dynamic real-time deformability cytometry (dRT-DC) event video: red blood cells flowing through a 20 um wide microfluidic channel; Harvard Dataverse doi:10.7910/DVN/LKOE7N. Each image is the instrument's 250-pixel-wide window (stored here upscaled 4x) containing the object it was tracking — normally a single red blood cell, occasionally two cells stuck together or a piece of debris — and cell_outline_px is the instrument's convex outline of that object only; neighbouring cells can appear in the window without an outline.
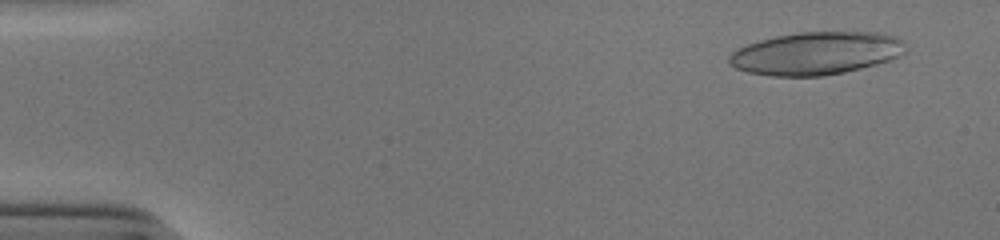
{"species": "human", "species_latin": "Homo sapiens", "temperature_condition": "cold", "stored_images_in_passage": 46, "camera_frame_rate_fps": 3000, "um_per_image_px": 0.085, "donor": {"sex": "male"}, "frame": {"image": 1, "passage_image": 4, "time_ms": 1.0, "image_size_px": [1000, 240], "cell_outline_px": [[904, 52], [888, 60], [876, 64], [844, 72], [824, 76], [772, 76], [748, 72], [736, 68], [728, 64], [728, 56], [732, 52], [748, 44], [760, 40], [776, 36], [800, 32], [880, 32], [896, 36], [900, 40]], "centroid_in_image_um": [69.32, 4.53], "position_along_channel_um": 15.7, "area_um2": 43.64}}
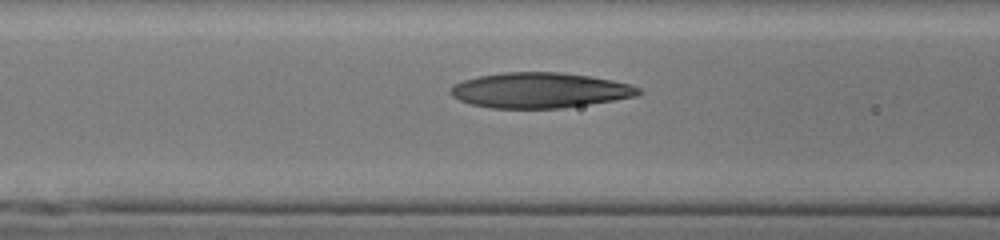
{"frame": {"image": 2, "passage_image": 22, "time_ms": 7.0, "image_size_px": [1000, 240], "cell_outline_px": [[640, 92], [636, 96], [564, 108], [492, 108], [472, 104], [460, 100], [452, 96], [448, 92], [448, 88], [452, 84], [464, 80], [480, 76], [504, 72], [560, 72], [588, 76], [612, 80], [628, 84], [640, 88]], "centroid_in_image_um": [45.82, 7.67], "position_along_channel_um": 120.8, "area_um2": 38.49}}
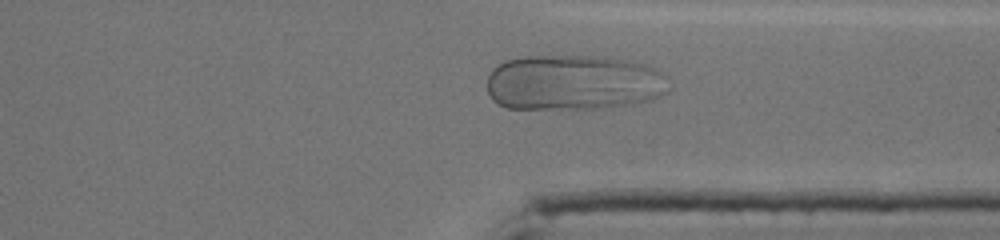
{"frame": {"image": 3, "passage_image": 41, "time_ms": 13.333, "image_size_px": [1000, 240], "cell_outline_px": [[668, 92], [652, 100], [632, 104], [604, 108], [508, 108], [496, 104], [492, 100], [488, 92], [488, 76], [492, 68], [508, 60], [524, 56], [596, 56], [628, 60], [656, 68], [664, 76]], "centroid_in_image_um": [48.73, 7.02], "position_along_channel_um": 362.7, "area_um2": 58.84}}